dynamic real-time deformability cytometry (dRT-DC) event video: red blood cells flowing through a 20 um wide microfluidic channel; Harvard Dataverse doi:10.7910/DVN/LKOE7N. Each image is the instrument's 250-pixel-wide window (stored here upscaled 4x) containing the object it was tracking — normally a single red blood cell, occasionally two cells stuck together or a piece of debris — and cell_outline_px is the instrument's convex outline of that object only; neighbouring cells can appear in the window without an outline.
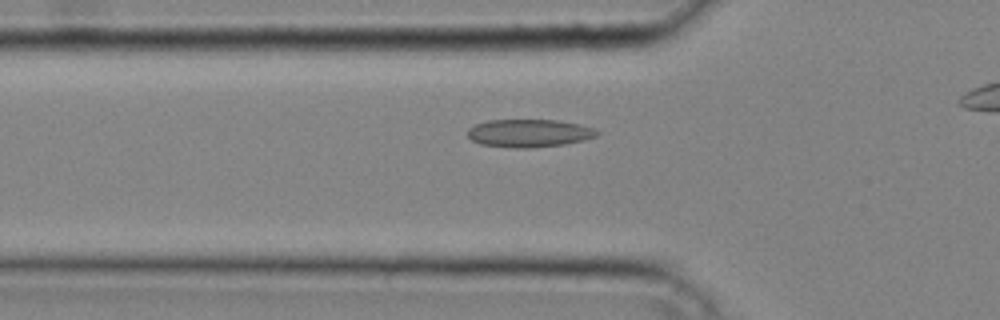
{"species": "common noctule bat (a hibernating species)", "species_latin": "Nyctalus noctula", "temperature_condition": "cold", "stored_images_in_passage": 31, "camera_frame_rate_fps": 3000, "um_per_image_px": 0.085, "animal": {"sex": "male", "body_mass_g": 20.4}, "frame": {"image": 1, "passage_image": 10, "time_ms": 3.0, "image_size_px": [1000, 320], "cell_outline_px": [[600, 132], [596, 136], [564, 144], [528, 148], [516, 148], [480, 144], [472, 140], [468, 136], [468, 128], [476, 124], [488, 120], [556, 120], [580, 124], [592, 128]], "centroid_in_image_um": [44.94, 11.31], "position_along_channel_um": 80.9, "area_um2": 20.81}}
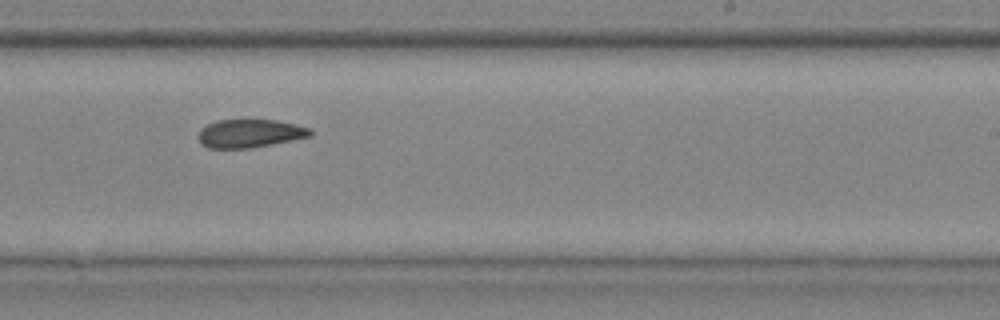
{"frame": {"image": 2, "passage_image": 22, "time_ms": 7.0, "image_size_px": [1000, 320], "cell_outline_px": [[312, 136], [248, 148], [208, 148], [200, 144], [196, 136], [200, 128], [216, 120], [276, 120], [296, 124], [308, 128], [312, 132]], "centroid_in_image_um": [21.16, 11.34], "position_along_channel_um": 267.8, "area_um2": 18.44}}
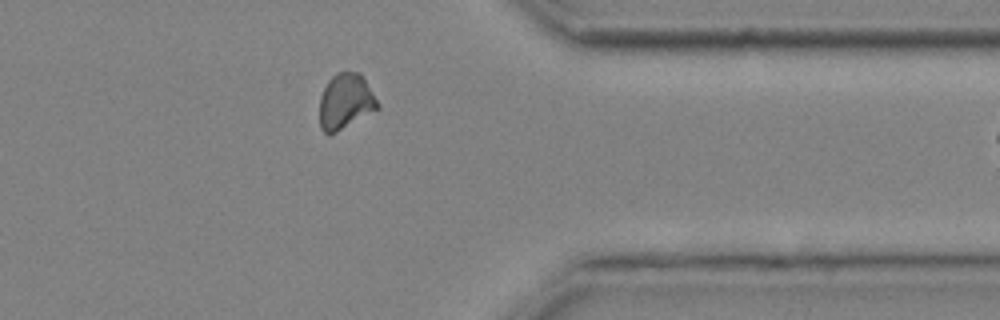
{"frame": {"image": 3, "passage_image": 30, "time_ms": 9.667, "image_size_px": [1000, 320], "cell_outline_px": [[380, 108], [336, 132], [328, 136], [320, 128], [320, 96], [328, 80], [336, 72], [344, 68], [360, 72], [364, 76], [380, 104]], "centroid_in_image_um": [29.38, 8.57], "position_along_channel_um": 382.0, "area_um2": 19.36}}